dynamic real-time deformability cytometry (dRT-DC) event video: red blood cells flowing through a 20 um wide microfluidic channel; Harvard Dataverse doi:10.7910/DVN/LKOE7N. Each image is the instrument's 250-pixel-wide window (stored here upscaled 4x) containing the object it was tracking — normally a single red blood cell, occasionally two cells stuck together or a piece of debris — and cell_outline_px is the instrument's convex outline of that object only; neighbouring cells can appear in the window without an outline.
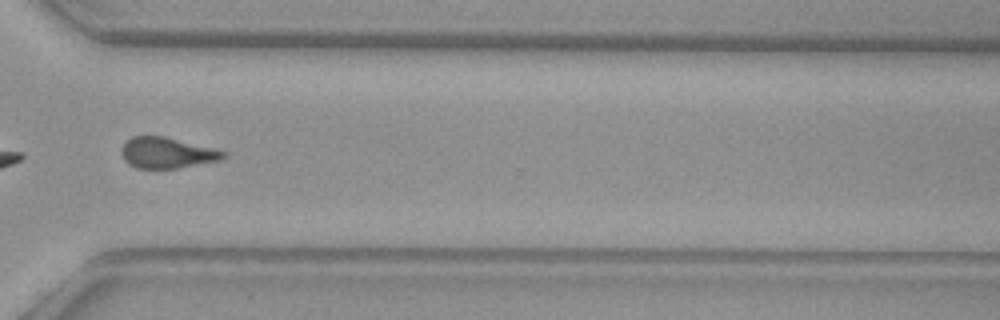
{"species": "common noctule bat (a hibernating species)", "species_latin": "Nyctalus noctula", "temperature_condition": "warm", "stored_images_in_passage": 47, "camera_frame_rate_fps": 3000, "um_per_image_px": 0.085, "animal": {"sex": "female", "body_mass_g": 29.2, "forearm_length_mm": 56.3}, "frame": {"image": 1, "passage_image": 34, "time_ms": 11.0, "image_size_px": [1000, 320], "cell_outline_px": [[228, 156], [220, 160], [176, 168], [136, 168], [128, 164], [124, 160], [120, 152], [120, 148], [132, 136], [164, 136], [216, 148], [228, 152]], "centroid_in_image_um": [14.21, 12.98], "position_along_channel_um": 356.4, "area_um2": 18.5}}
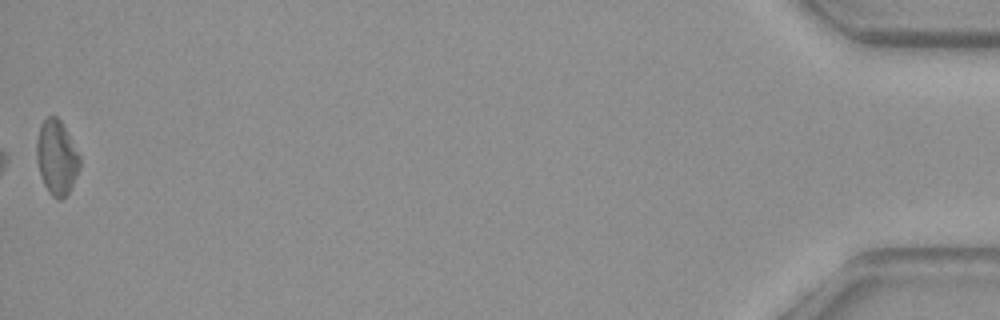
{"frame": {"image": 2, "passage_image": 47, "time_ms": 15.333, "image_size_px": [1000, 320], "cell_outline_px": [[80, 168], [68, 192], [60, 200], [56, 200], [48, 192], [44, 184], [36, 160], [36, 140], [40, 124], [48, 116], [56, 116], [60, 120], [80, 156]], "centroid_in_image_um": [4.8, 13.38], "position_along_channel_um": 430.4, "area_um2": 18.61}}